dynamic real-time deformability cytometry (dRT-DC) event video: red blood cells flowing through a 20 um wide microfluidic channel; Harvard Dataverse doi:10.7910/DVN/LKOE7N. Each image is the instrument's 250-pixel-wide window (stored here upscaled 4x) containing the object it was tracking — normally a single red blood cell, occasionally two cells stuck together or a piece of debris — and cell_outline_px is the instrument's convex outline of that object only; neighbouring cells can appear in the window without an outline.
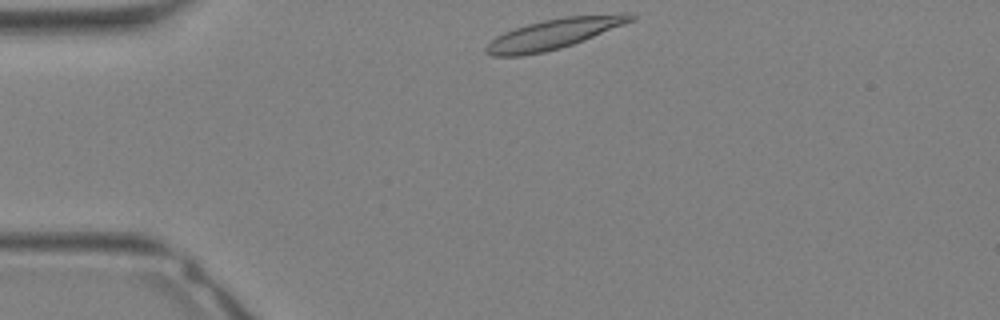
{"species": "Egyptian fruit bat (a non-hibernating species)", "species_latin": "Rousettus aegyptiacus", "temperature_condition": "warm", "stored_images_in_passage": 10, "camera_frame_rate_fps": 3000, "um_per_image_px": 0.085, "animal": {"sex": "female"}, "frame": {"image": 1, "passage_image": 1, "time_ms": 0.0, "image_size_px": [1000, 320], "cell_outline_px": [[636, 16], [632, 20], [624, 24], [584, 40], [560, 48], [544, 52], [524, 56], [492, 56], [484, 52], [484, 48], [496, 36], [504, 32], [528, 24], [544, 20], [564, 16], [624, 12], [628, 12]], "centroid_in_image_um": [47.09, 2.87], "position_along_channel_um": 37.9, "area_um2": 25.49}}
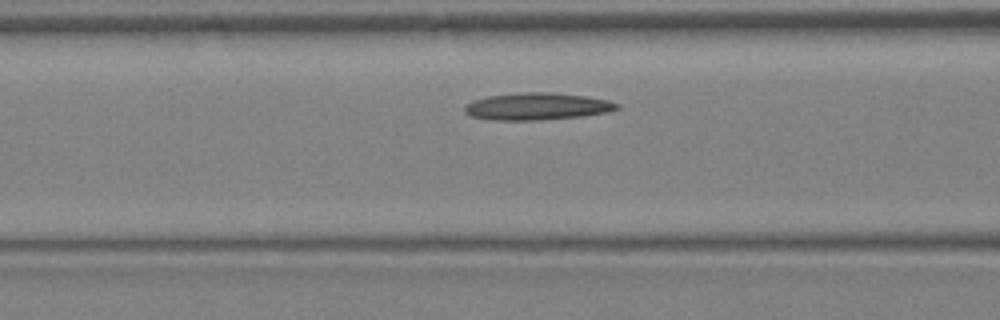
{"frame": {"image": 2, "passage_image": 7, "time_ms": 2.0, "image_size_px": [1000, 320], "cell_outline_px": [[620, 108], [608, 112], [584, 116], [536, 120], [492, 120], [472, 116], [464, 112], [464, 104], [472, 100], [484, 96], [524, 92], [548, 92], [584, 96], [608, 100], [620, 104]], "centroid_in_image_um": [45.62, 9.04], "position_along_channel_um": 121.0, "area_um2": 24.22}}
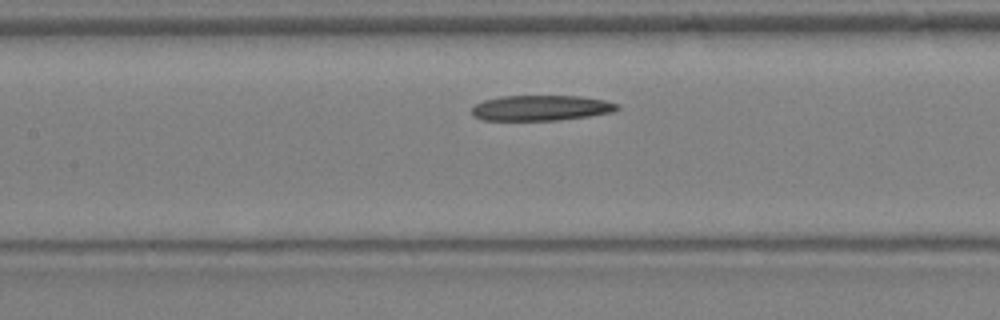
{"frame": {"image": 3, "passage_image": 9, "time_ms": 2.667, "image_size_px": [1000, 320], "cell_outline_px": [[620, 108], [612, 112], [588, 116], [556, 120], [484, 120], [472, 116], [472, 108], [476, 104], [484, 100], [500, 96], [580, 96], [604, 100], [620, 104]], "centroid_in_image_um": [45.99, 9.17], "position_along_channel_um": 161.4, "area_um2": 21.5}}